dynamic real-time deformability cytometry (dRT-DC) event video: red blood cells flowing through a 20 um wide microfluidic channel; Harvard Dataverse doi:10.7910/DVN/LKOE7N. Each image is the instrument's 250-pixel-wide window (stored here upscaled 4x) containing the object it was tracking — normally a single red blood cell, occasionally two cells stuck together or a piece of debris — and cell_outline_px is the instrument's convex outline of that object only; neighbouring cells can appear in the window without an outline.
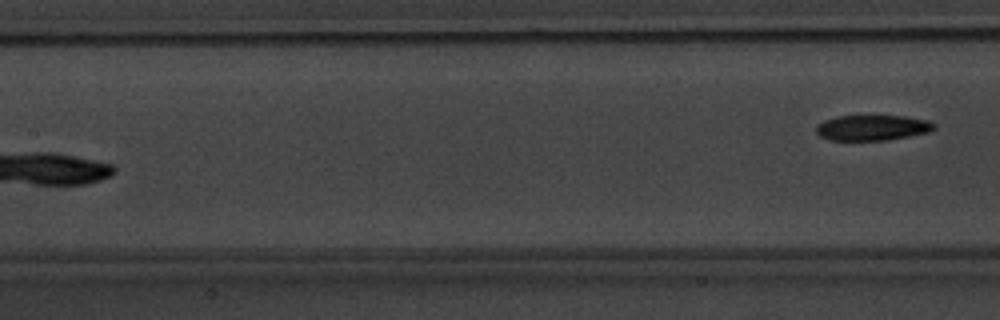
{"species": "common noctule bat (a hibernating species)", "species_latin": "Nyctalus noctula", "temperature_condition": "warm", "stored_images_in_passage": 8, "camera_frame_rate_fps": 3000, "um_per_image_px": 0.085, "animal": {"sex": "male", "body_mass_g": 20.1, "forearm_length_mm": 53.5}, "frame": {"image": 1, "passage_image": 8, "time_ms": 9.0, "image_size_px": [1000, 320], "cell_outline_px": [[936, 128], [928, 132], [888, 140], [832, 140], [820, 136], [816, 132], [816, 124], [824, 120], [836, 116], [872, 112], [904, 116], [928, 120], [936, 124]], "centroid_in_image_um": [74.14, 10.79], "position_along_channel_um": 133.3, "area_um2": 18.5}}